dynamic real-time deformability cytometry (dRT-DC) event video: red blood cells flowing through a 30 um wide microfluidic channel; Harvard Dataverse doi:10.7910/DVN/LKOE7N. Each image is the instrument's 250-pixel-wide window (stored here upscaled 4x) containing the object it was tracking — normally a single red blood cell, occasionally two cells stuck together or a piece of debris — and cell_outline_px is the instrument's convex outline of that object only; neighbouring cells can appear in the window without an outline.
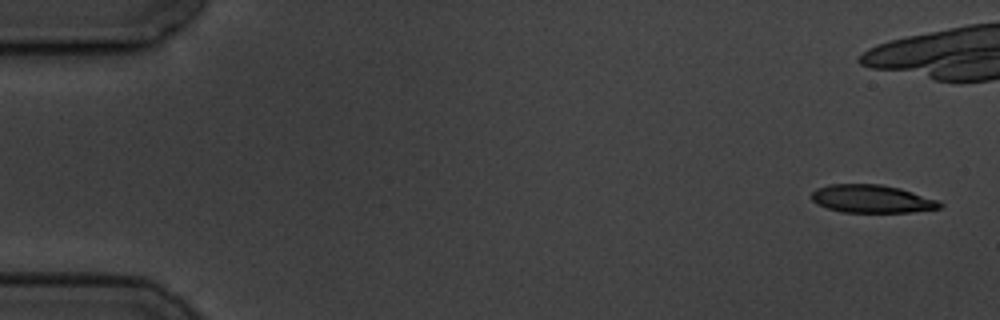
{"species": "common noctule bat (a hibernating species)", "species_latin": "Nyctalus noctula", "temperature_condition": "cold", "stored_images_in_passage": 7, "camera_frame_rate_fps": 3000, "um_per_image_px": 0.085, "animal": {"sex": "male", "body_mass_g": 19.5, "forearm_length_mm": 54.6}, "frame": {"image": 1, "passage_image": 1, "time_ms": 0.0, "image_size_px": [1000, 320], "cell_outline_px": [[944, 204], [940, 208], [912, 212], [840, 212], [816, 204], [812, 200], [812, 192], [816, 188], [828, 184], [880, 184], [900, 188], [936, 200]], "centroid_in_image_um": [74.07, 16.9], "position_along_channel_um": 10.9, "area_um2": 20.87}}